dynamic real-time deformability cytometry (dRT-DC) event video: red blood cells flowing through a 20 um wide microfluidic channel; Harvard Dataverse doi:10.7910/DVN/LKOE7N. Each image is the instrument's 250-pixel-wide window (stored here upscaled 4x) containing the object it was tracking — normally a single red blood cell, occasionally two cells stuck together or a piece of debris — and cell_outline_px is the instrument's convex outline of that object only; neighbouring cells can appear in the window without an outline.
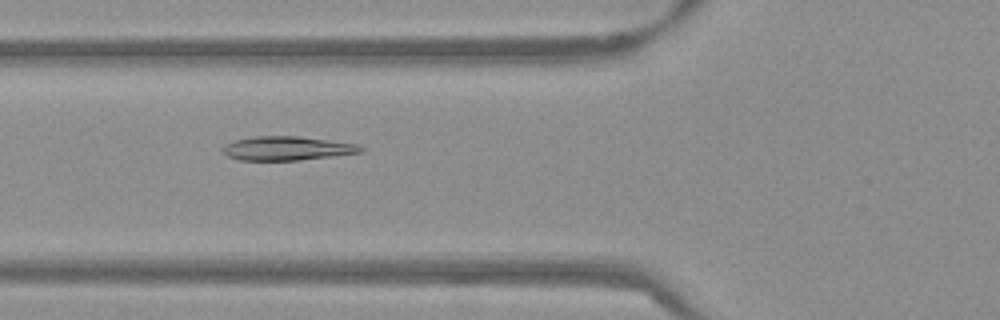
{"species": "Egyptian fruit bat (a non-hibernating species)", "species_latin": "Rousettus aegyptiacus", "temperature_condition": "warm", "stored_images_in_passage": 53, "camera_frame_rate_fps": 3000, "um_per_image_px": 0.085, "frame": {"image": 1, "passage_image": 20, "time_ms": 6.333, "image_size_px": [1000, 320], "cell_outline_px": [[364, 152], [296, 160], [240, 160], [228, 156], [224, 152], [224, 144], [236, 140], [256, 136], [296, 136], [360, 144], [364, 148]], "centroid_in_image_um": [24.43, 12.6], "position_along_channel_um": 101.4, "area_um2": 19.02}}
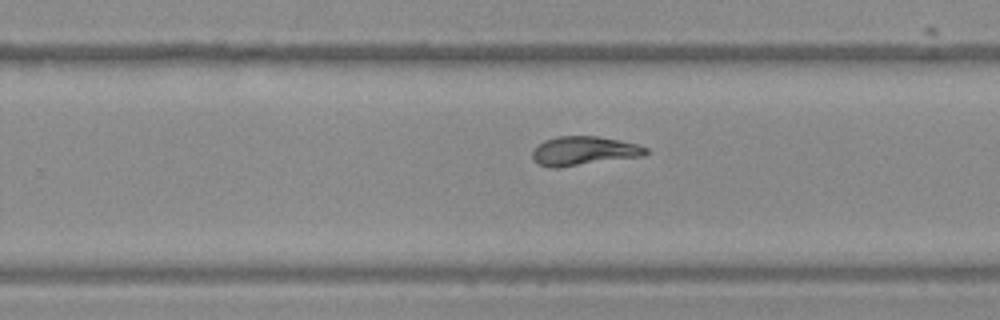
{"frame": {"image": 2, "passage_image": 34, "time_ms": 11.0, "image_size_px": [1000, 320], "cell_outline_px": [[648, 152], [644, 156], [556, 168], [552, 168], [536, 164], [532, 160], [532, 152], [544, 140], [556, 136], [596, 136], [620, 140], [636, 144], [648, 148]], "centroid_in_image_um": [49.61, 12.83], "position_along_channel_um": 280.2, "area_um2": 19.25}}
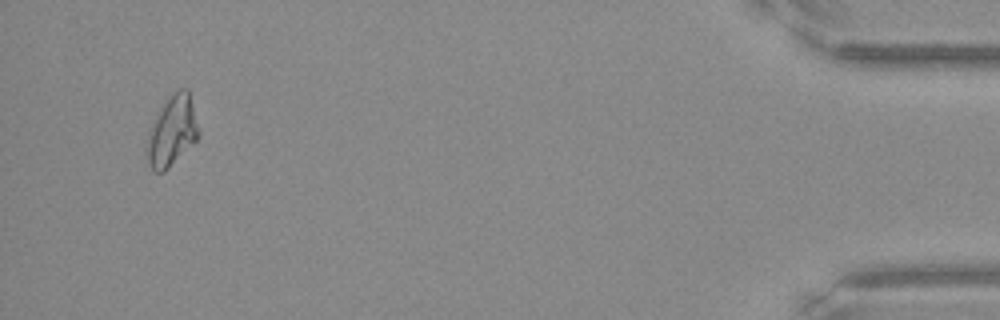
{"frame": {"image": 3, "passage_image": 51, "time_ms": 16.667, "image_size_px": [1000, 320], "cell_outline_px": [[200, 136], [164, 172], [152, 172], [144, 152], [144, 148], [148, 128], [156, 112], [168, 92], [180, 88], [188, 88], [200, 128]], "centroid_in_image_um": [14.57, 11.08], "position_along_channel_um": 420.6, "area_um2": 22.31}, "authors_computed_cell_mechanics": {"area_um2": 19.4786, "velocity_mm_per_s": 3.8209, "shape_relaxation_time_tau1_ms": 8.473, "shape_relaxation_time_tau2_ms": 2.253, "deformation_change_tau1": 0.2438, "deformation_change_tau2": 0.0619}}